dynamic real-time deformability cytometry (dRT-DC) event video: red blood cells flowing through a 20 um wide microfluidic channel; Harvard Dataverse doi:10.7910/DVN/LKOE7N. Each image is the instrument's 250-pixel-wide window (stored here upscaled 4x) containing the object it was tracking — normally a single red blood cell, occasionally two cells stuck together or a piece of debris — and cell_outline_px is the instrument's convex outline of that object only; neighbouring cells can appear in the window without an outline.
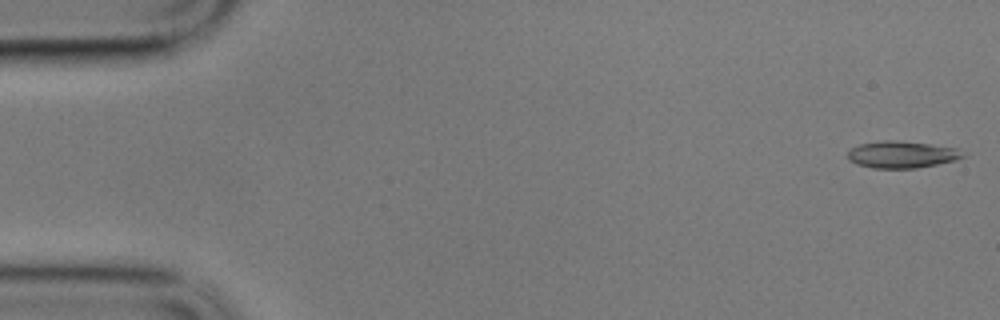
{"species": "common noctule bat (a hibernating species)", "species_latin": "Nyctalus noctula", "temperature_condition": "cold", "stored_images_in_passage": 11, "camera_frame_rate_fps": 3000, "um_per_image_px": 0.085, "animal": {"sex": "male", "body_mass_g": 17.9}, "frame": {"image": 1, "passage_image": 1, "time_ms": 0.0, "image_size_px": [1000, 320], "cell_outline_px": [[964, 156], [956, 160], [916, 168], [872, 168], [856, 164], [848, 156], [848, 152], [852, 148], [860, 144], [884, 140], [896, 140], [928, 144], [956, 148]], "centroid_in_image_um": [76.63, 13.14], "position_along_channel_um": 8.4, "area_um2": 17.69}}